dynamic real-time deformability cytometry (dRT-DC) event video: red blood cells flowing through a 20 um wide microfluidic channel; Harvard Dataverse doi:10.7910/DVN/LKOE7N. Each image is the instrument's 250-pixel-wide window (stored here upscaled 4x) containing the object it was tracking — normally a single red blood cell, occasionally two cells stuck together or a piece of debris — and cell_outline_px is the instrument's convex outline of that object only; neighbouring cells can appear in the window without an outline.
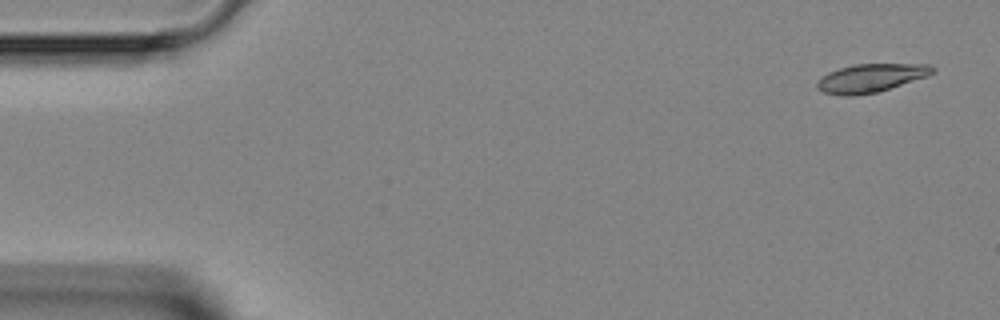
{"species": "Egyptian fruit bat (a non-hibernating species)", "species_latin": "Rousettus aegyptiacus", "temperature_condition": "room temperature", "stored_images_in_passage": 6, "camera_frame_rate_fps": 3000, "um_per_image_px": 0.085, "animal": {"sex": "female"}, "frame": {"image": 1, "passage_image": 1, "time_ms": 0.0, "image_size_px": [1000, 320], "cell_outline_px": [[936, 72], [928, 76], [876, 92], [852, 96], [840, 96], [824, 92], [816, 88], [816, 84], [828, 72], [852, 64], [928, 64], [936, 68]], "centroid_in_image_um": [74.04, 6.63], "position_along_channel_um": 11.0, "area_um2": 19.02}}